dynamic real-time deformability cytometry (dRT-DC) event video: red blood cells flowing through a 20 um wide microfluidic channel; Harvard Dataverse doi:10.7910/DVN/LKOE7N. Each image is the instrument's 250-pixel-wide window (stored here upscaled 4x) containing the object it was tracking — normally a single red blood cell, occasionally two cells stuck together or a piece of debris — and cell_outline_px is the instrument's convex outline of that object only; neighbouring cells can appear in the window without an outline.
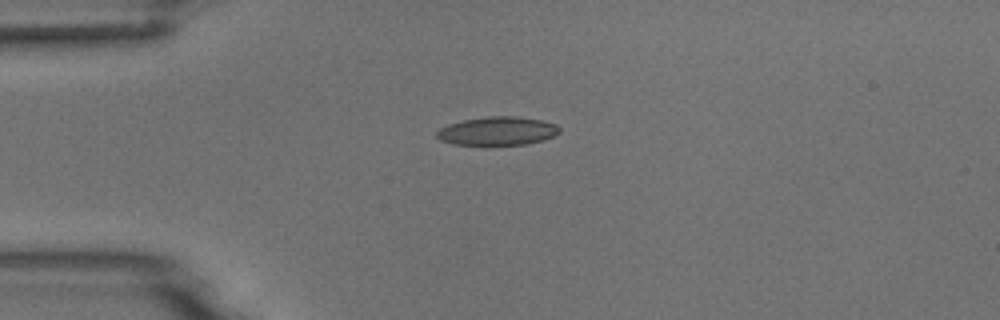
{"species": "common noctule bat (a hibernating species)", "species_latin": "Nyctalus noctula", "temperature_condition": "room temperature", "stored_images_in_passage": 1, "camera_frame_rate_fps": 3000, "um_per_image_px": 0.085, "animal": {"sex": "male", "body_mass_g": 18.8}, "frame": {"image": 1, "passage_image": 1, "time_ms": 0.0, "image_size_px": [1000, 320], "cell_outline_px": [[560, 132], [552, 136], [528, 144], [452, 144], [440, 140], [436, 136], [436, 132], [440, 128], [448, 124], [464, 120], [488, 116], [516, 116], [540, 120], [556, 124], [560, 128]], "centroid_in_image_um": [42.26, 11.12], "position_along_channel_um": 42.7, "area_um2": 20.11}}